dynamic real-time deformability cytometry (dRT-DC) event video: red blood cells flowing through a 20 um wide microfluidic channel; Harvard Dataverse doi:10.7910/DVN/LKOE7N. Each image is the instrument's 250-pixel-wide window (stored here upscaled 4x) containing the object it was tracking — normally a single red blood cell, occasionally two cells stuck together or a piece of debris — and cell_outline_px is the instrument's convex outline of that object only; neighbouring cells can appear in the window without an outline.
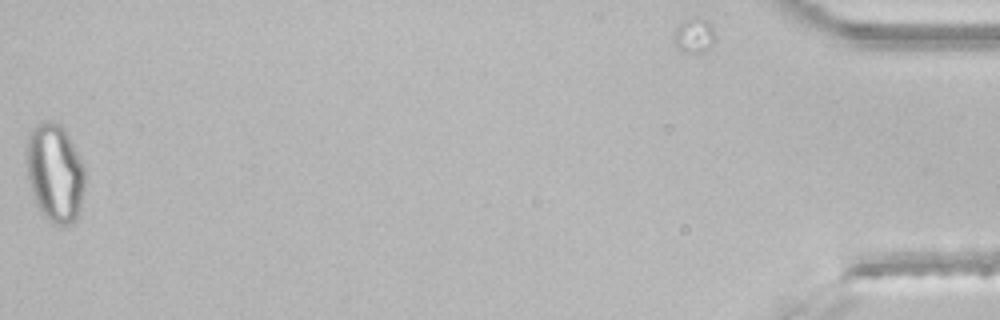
{"species": "common noctule bat (a hibernating species)", "species_latin": "Nyctalus noctula", "temperature_condition": "room temperature", "stored_images_in_passage": 41, "segment_of_instrument_passage": [2, 2], "camera_frame_rate_fps": 3000, "um_per_image_px": 0.085, "animal": {"sex": "male", "body_mass_g": 21.5, "forearm_length_mm": 52.0}, "frame": {"image": 1, "passage_image": 41, "time_ms": 13.333, "image_size_px": [1000, 320], "cell_outline_px": [[84, 188], [80, 208], [76, 216], [68, 224], [56, 224], [48, 220], [44, 216], [36, 204], [32, 192], [28, 176], [28, 136], [32, 128], [36, 124], [44, 120], [48, 120], [60, 124], [68, 136], [80, 156], [84, 164]], "centroid_in_image_um": [4.68, 14.66], "position_along_channel_um": 430.5, "area_um2": 32.95}}